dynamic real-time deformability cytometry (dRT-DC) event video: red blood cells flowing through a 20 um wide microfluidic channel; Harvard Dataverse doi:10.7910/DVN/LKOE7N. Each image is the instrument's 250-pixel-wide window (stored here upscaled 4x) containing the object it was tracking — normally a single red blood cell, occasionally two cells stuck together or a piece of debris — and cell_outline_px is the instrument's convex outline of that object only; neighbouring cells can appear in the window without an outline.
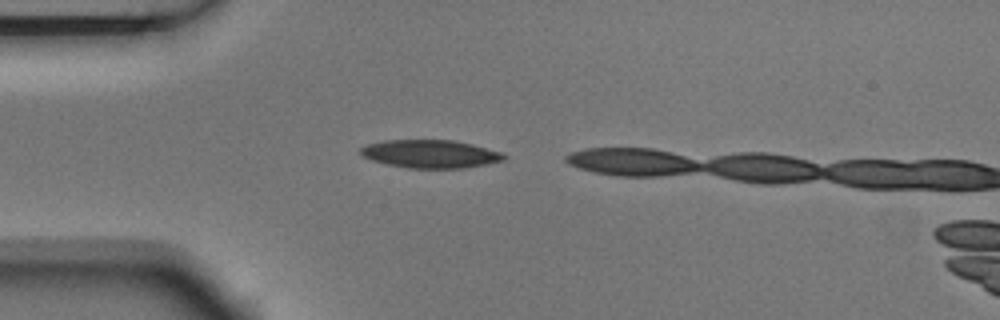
{"species": "Egyptian fruit bat (a non-hibernating species)", "species_latin": "Rousettus aegyptiacus", "temperature_condition": "room temperature", "stored_images_in_passage": 2, "camera_frame_rate_fps": 3000, "um_per_image_px": 0.085, "animal": {"sex": "male"}, "frame": {"image": 1, "passage_image": 1, "time_ms": 0.0, "image_size_px": [1000, 320], "cell_outline_px": [[508, 156], [504, 160], [464, 168], [408, 168], [388, 164], [372, 160], [364, 156], [360, 152], [360, 148], [368, 144], [384, 140], [452, 140], [472, 144], [500, 152]], "centroid_in_image_um": [36.58, 13.08], "position_along_channel_um": 48.4, "area_um2": 23.24}}